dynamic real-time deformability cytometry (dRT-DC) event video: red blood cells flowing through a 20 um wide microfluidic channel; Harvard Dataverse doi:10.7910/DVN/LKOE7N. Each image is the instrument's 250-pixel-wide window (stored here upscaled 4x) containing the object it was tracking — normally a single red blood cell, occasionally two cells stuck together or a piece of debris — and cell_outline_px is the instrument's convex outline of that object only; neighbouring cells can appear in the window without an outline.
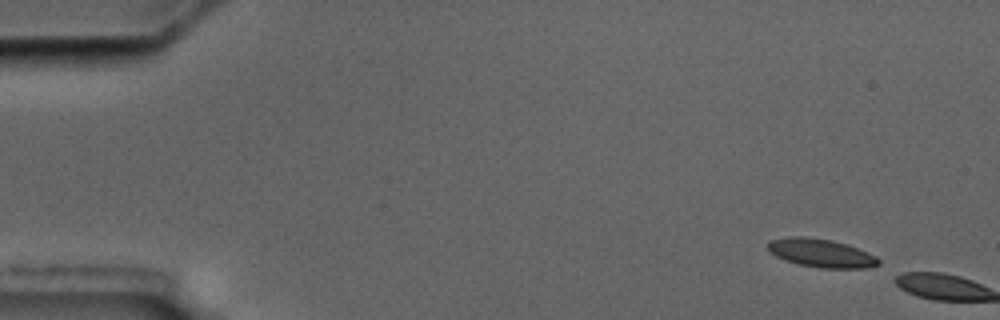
{"species": "common noctule bat (a hibernating species)", "species_latin": "Nyctalus noctula", "temperature_condition": "cold", "stored_images_in_passage": 2, "camera_frame_rate_fps": 3000, "um_per_image_px": 0.085, "animal": {"sex": "male", "body_mass_g": 17.5, "forearm_length_mm": 52.3}, "frame": {"image": 1, "passage_image": 1, "time_ms": 0.0, "image_size_px": [1000, 320], "cell_outline_px": [[880, 264], [868, 268], [820, 268], [800, 264], [784, 260], [776, 256], [768, 248], [768, 240], [788, 236], [808, 236], [832, 240], [848, 244], [876, 256], [880, 260]], "centroid_in_image_um": [69.8, 21.5], "position_along_channel_um": 15.2, "area_um2": 18.44}}